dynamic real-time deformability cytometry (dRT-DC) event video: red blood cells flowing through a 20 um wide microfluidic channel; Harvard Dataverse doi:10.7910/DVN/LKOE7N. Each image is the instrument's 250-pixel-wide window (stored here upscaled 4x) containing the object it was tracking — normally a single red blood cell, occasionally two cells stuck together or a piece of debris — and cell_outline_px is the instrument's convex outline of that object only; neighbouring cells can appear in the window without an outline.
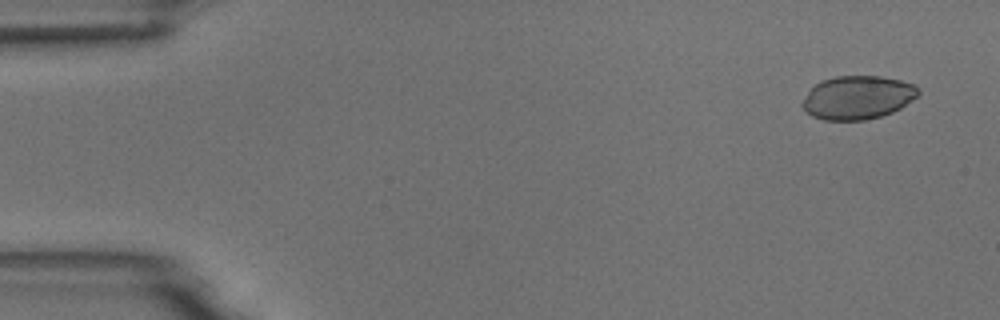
{"species": "common noctule bat (a hibernating species)", "species_latin": "Nyctalus noctula", "temperature_condition": "room temperature", "stored_images_in_passage": 8, "camera_frame_rate_fps": 3000, "um_per_image_px": 0.085, "animal": {"sex": "male", "body_mass_g": 18.8}, "frame": {"image": 1, "passage_image": 1, "time_ms": 0.0, "image_size_px": [1000, 320], "cell_outline_px": [[920, 92], [916, 96], [900, 108], [892, 112], [880, 116], [864, 120], [824, 120], [812, 116], [804, 112], [800, 104], [808, 92], [820, 80], [836, 76], [880, 76], [900, 80], [912, 84]], "centroid_in_image_um": [72.84, 8.29], "position_along_channel_um": 12.2, "area_um2": 29.25}}